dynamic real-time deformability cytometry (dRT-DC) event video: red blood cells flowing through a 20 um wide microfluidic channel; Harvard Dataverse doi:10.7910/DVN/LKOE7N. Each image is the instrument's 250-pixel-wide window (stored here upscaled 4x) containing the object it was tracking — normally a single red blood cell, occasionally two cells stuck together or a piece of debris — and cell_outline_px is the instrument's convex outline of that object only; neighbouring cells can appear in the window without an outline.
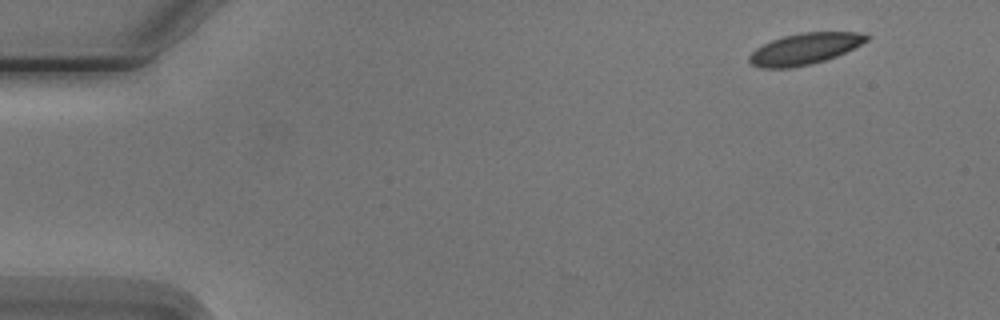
{"species": "Egyptian fruit bat (a non-hibernating species)", "species_latin": "Rousettus aegyptiacus", "temperature_condition": "cold", "stored_images_in_passage": 3, "segment_of_instrument_passage": [2, 2], "camera_frame_rate_fps": 3000, "um_per_image_px": 0.085, "animal": {"sex": "male"}, "frame": {"image": 1, "passage_image": 3, "time_ms": 2.333, "image_size_px": [1000, 320], "cell_outline_px": [[872, 36], [868, 40], [836, 56], [812, 64], [792, 68], [764, 68], [752, 64], [748, 60], [748, 56], [756, 48], [772, 40], [784, 36], [800, 32], [856, 32]], "centroid_in_image_um": [68.38, 4.15], "position_along_channel_um": 16.6, "area_um2": 21.21}}